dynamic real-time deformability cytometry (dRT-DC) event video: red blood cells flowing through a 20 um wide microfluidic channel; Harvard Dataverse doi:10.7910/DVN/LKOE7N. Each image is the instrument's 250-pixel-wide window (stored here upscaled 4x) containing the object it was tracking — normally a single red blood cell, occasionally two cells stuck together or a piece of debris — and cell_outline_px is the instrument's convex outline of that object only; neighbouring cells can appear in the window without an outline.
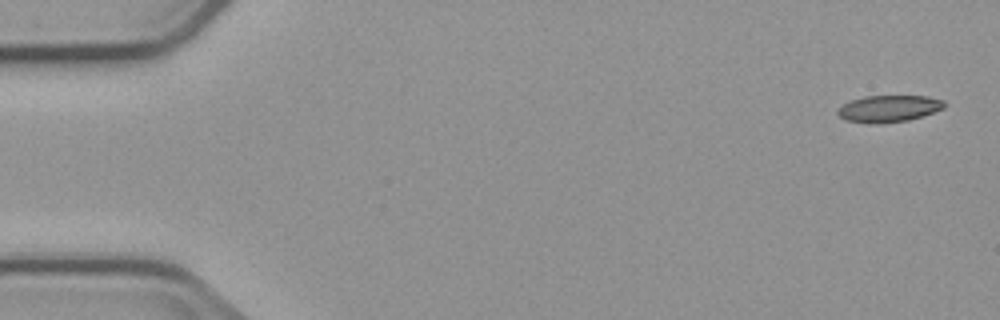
{"species": "common noctule bat (a hibernating species)", "species_latin": "Nyctalus noctula", "temperature_condition": "cold", "stored_images_in_passage": 5, "camera_frame_rate_fps": 3000, "um_per_image_px": 0.085, "animal": {"sex": "male", "body_mass_g": 23.1, "forearm_length_mm": 52.7}, "frame": {"image": 1, "passage_image": 1, "time_ms": 0.0, "image_size_px": [1000, 320], "cell_outline_px": [[944, 108], [908, 120], [880, 124], [876, 124], [844, 120], [836, 112], [844, 104], [852, 100], [864, 96], [928, 96], [944, 100]], "centroid_in_image_um": [75.53, 9.23], "position_along_channel_um": 9.5, "area_um2": 16.47}}
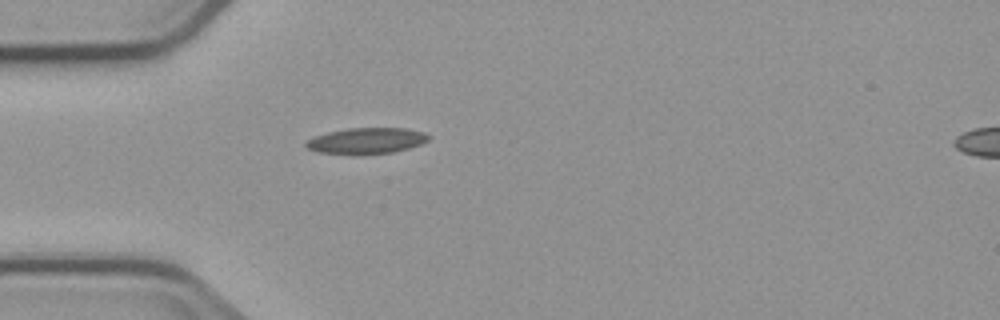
{"frame": {"image": 2, "passage_image": 5, "time_ms": 4.667, "image_size_px": [1000, 320], "cell_outline_px": [[428, 140], [420, 144], [408, 148], [392, 152], [320, 152], [308, 148], [304, 144], [308, 140], [316, 136], [328, 132], [348, 128], [404, 128], [424, 132], [428, 136]], "centroid_in_image_um": [31.18, 11.92], "position_along_channel_um": 53.8, "area_um2": 17.57}}